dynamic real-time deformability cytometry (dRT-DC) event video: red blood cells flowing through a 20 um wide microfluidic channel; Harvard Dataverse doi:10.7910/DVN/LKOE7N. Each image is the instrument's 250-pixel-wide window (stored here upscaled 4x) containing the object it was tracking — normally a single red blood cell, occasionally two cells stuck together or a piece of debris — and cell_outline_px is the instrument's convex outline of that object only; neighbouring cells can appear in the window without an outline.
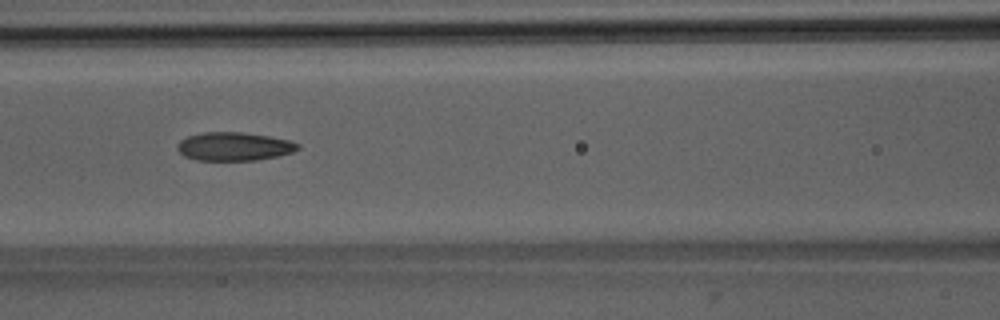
{"species": "Egyptian fruit bat (a non-hibernating species)", "species_latin": "Rousettus aegyptiacus", "temperature_condition": "room temperature", "stored_images_in_passage": 48, "camera_frame_rate_fps": 3000, "um_per_image_px": 0.085, "animal": {"sex": "male"}, "frame": {"image": 1, "passage_image": 23, "time_ms": 7.333, "image_size_px": [1000, 320], "cell_outline_px": [[300, 148], [292, 152], [276, 156], [256, 160], [196, 160], [184, 156], [176, 148], [180, 140], [188, 136], [204, 132], [240, 132], [268, 136], [288, 140], [300, 144]], "centroid_in_image_um": [19.88, 12.45], "position_along_channel_um": 146.7, "area_um2": 19.83}}
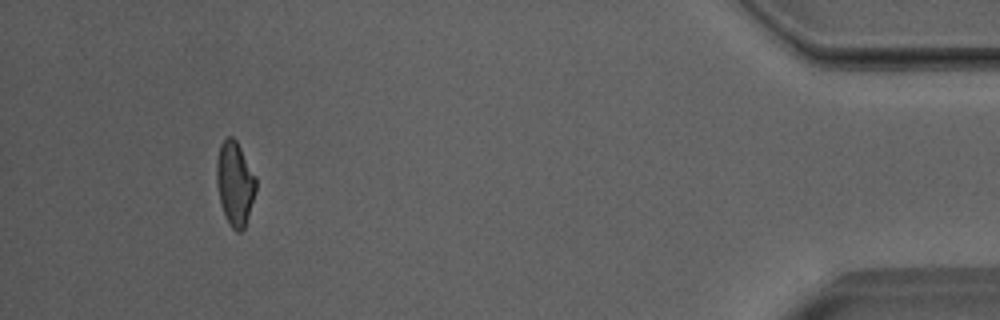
{"frame": {"image": 2, "passage_image": 48, "time_ms": 15.667, "image_size_px": [1000, 320], "cell_outline_px": [[256, 192], [244, 228], [240, 232], [236, 232], [228, 224], [224, 216], [216, 184], [216, 160], [220, 144], [228, 136], [232, 136], [236, 140], [256, 176]], "centroid_in_image_um": [19.96, 15.6], "position_along_channel_um": 415.2, "area_um2": 19.42}, "authors_computed_cell_mechanics": {"area_um2": 20.1433, "velocity_mm_per_s": 4.0155, "shape_relaxation_time_tau1_ms": 7.4352, "shape_relaxation_time_tau2_ms": 3.9545, "deformation_change_tau1": 0.1987, "deformation_change_tau2": 0.1181}}